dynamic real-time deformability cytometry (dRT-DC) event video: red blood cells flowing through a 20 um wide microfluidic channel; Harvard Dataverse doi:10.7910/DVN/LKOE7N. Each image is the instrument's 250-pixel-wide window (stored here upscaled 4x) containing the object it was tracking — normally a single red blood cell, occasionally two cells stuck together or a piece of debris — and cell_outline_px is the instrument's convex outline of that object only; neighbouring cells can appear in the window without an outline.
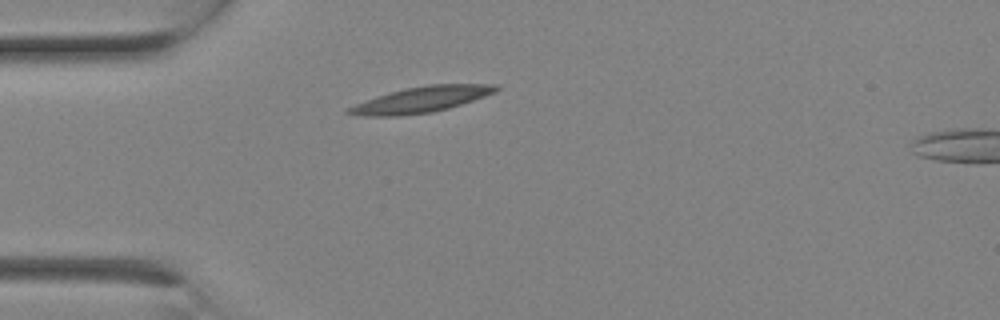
{"species": "Egyptian fruit bat (a non-hibernating species)", "species_latin": "Rousettus aegyptiacus", "temperature_condition": "room temperature", "stored_images_in_passage": 2, "camera_frame_rate_fps": 3000, "um_per_image_px": 0.085, "animal": {"sex": "female"}, "frame": {"image": 1, "passage_image": 1, "time_ms": 0.0, "image_size_px": [1000, 320], "cell_outline_px": [[500, 88], [496, 92], [448, 108], [432, 112], [396, 116], [360, 116], [344, 112], [348, 108], [356, 104], [376, 96], [408, 88], [428, 84], [500, 84]], "centroid_in_image_um": [35.82, 8.46], "position_along_channel_um": 49.2, "area_um2": 21.85}}